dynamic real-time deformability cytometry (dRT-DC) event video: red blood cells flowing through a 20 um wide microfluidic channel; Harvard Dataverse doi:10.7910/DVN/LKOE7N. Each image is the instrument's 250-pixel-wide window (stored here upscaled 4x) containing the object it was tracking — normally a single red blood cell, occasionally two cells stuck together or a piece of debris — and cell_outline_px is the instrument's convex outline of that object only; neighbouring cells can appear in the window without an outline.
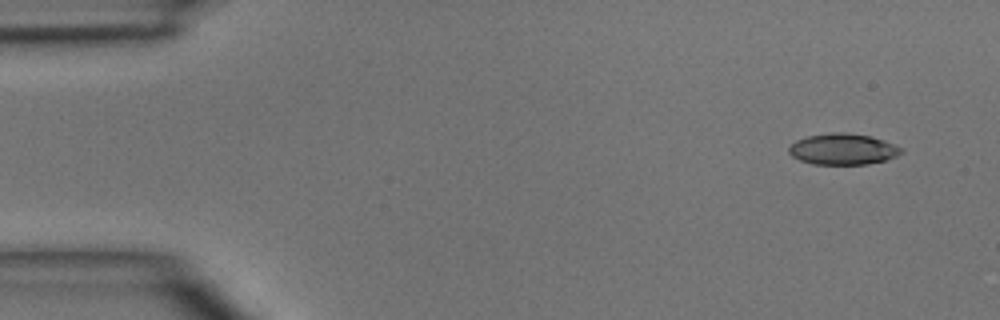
{"species": "common noctule bat (a hibernating species)", "species_latin": "Nyctalus noctula", "temperature_condition": "room temperature", "stored_images_in_passage": 4, "camera_frame_rate_fps": 3000, "um_per_image_px": 0.085, "animal": {"sex": "male", "body_mass_g": 15.6}, "frame": {"image": 1, "passage_image": 1, "time_ms": 0.0, "image_size_px": [1000, 320], "cell_outline_px": [[904, 152], [896, 156], [884, 160], [868, 164], [812, 164], [800, 160], [792, 156], [788, 152], [788, 148], [796, 140], [808, 136], [832, 132], [844, 132], [868, 136], [884, 140], [904, 148]], "centroid_in_image_um": [71.65, 12.68], "position_along_channel_um": 13.3, "area_um2": 20.35}}